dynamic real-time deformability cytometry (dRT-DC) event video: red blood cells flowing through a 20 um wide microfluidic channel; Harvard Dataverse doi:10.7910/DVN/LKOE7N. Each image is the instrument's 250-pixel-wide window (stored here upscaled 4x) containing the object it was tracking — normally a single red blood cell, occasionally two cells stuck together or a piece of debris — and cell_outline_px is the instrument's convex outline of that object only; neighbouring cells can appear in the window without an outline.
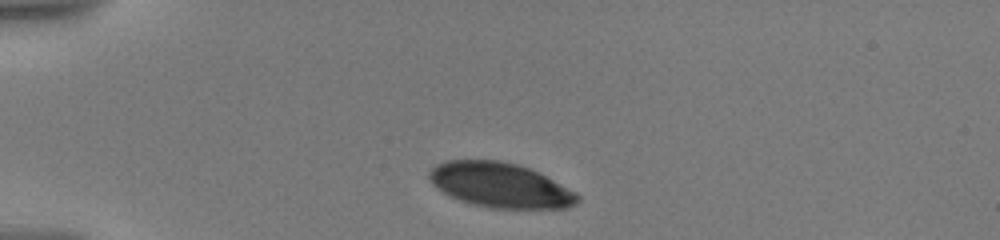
{"species": "human", "species_latin": "Homo sapiens", "temperature_condition": "warm", "stored_images_in_passage": 20, "camera_frame_rate_fps": 3000, "um_per_image_px": 0.085, "donor": {"sex": "male"}, "frame": {"image": 1, "passage_image": 1, "time_ms": 0.0, "image_size_px": [1000, 240], "cell_outline_px": [[580, 200], [568, 208], [488, 208], [472, 204], [460, 200], [436, 188], [428, 180], [428, 172], [436, 164], [448, 160], [500, 160], [516, 164], [528, 168], [576, 192], [580, 196]], "centroid_in_image_um": [42.48, 15.74], "position_along_channel_um": 42.5, "area_um2": 38.49}}
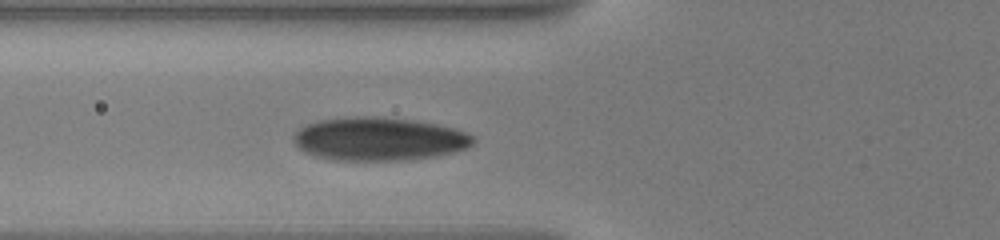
{"frame": {"image": 2, "passage_image": 17, "time_ms": 2.667, "image_size_px": [1000, 240], "cell_outline_px": [[476, 140], [468, 148], [452, 152], [432, 156], [404, 160], [332, 160], [316, 156], [304, 152], [292, 140], [292, 136], [304, 124], [320, 120], [356, 116], [376, 116], [408, 120], [436, 124], [452, 128], [464, 132], [472, 136]], "centroid_in_image_um": [32.16, 11.81], "position_along_channel_um": 93.6, "area_um2": 45.03}}